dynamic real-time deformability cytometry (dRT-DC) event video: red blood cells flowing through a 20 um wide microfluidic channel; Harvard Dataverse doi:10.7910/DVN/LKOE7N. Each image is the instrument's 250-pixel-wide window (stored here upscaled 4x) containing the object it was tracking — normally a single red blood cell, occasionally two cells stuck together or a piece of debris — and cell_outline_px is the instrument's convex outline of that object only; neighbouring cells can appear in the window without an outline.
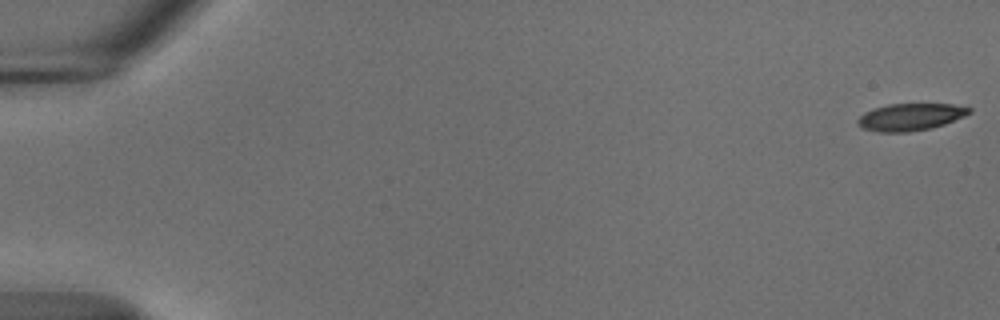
{"species": "common noctule bat (a hibernating species)", "species_latin": "Nyctalus noctula", "temperature_condition": "cold", "stored_images_in_passage": 16, "camera_frame_rate_fps": 3000, "um_per_image_px": 0.085, "animal": {"sex": "male", "body_mass_g": 18.8}, "frame": {"image": 1, "passage_image": 1, "time_ms": 0.0, "image_size_px": [1000, 320], "cell_outline_px": [[972, 112], [964, 116], [944, 124], [932, 128], [908, 132], [880, 132], [864, 128], [856, 124], [856, 120], [864, 112], [872, 108], [888, 104], [952, 104], [972, 108]], "centroid_in_image_um": [77.37, 9.94], "position_along_channel_um": 7.6, "area_um2": 17.69}}
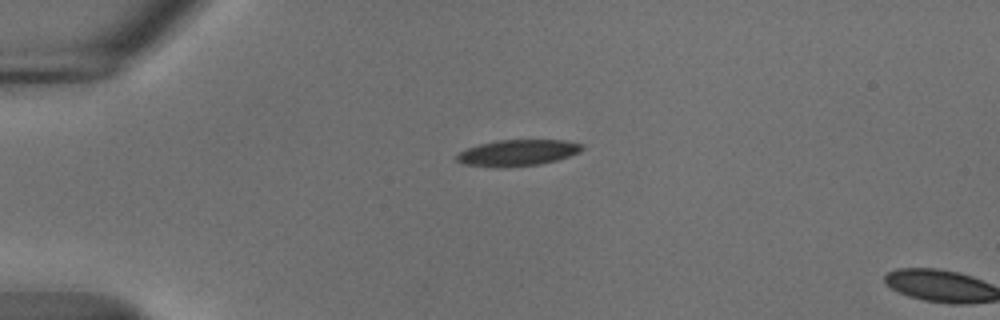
{"frame": {"image": 2, "passage_image": 14, "time_ms": 4.333, "image_size_px": [1000, 320], "cell_outline_px": [[584, 148], [580, 152], [556, 160], [540, 164], [504, 168], [496, 168], [464, 164], [456, 160], [456, 156], [460, 152], [468, 148], [480, 144], [496, 140], [564, 140], [584, 144]], "centroid_in_image_um": [44.01, 12.99], "position_along_channel_um": 41.0, "area_um2": 19.25}}